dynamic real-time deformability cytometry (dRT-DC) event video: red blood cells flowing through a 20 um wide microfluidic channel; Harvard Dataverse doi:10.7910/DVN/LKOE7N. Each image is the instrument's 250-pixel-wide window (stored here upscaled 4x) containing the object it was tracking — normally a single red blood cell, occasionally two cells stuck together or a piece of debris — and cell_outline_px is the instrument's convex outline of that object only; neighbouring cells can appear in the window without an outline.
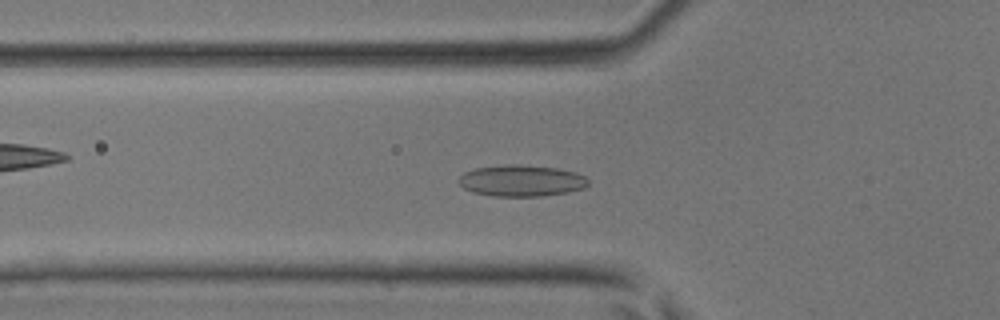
{"species": "common noctule bat (a hibernating species)", "species_latin": "Nyctalus noctula", "temperature_condition": "room temperature", "stored_images_in_passage": 43, "camera_frame_rate_fps": 3000, "um_per_image_px": 0.085, "animal": {"sex": "male", "body_mass_g": 17.9, "forearm_length_mm": 54.2}, "frame": {"image": 1, "passage_image": 15, "time_ms": 4.667, "image_size_px": [1000, 320], "cell_outline_px": [[588, 184], [584, 188], [568, 192], [540, 196], [492, 196], [472, 192], [464, 188], [460, 184], [460, 176], [464, 172], [476, 168], [508, 164], [520, 164], [556, 168], [576, 172], [584, 176], [588, 180]], "centroid_in_image_um": [44.32, 15.36], "position_along_channel_um": 81.5, "area_um2": 23.64}}
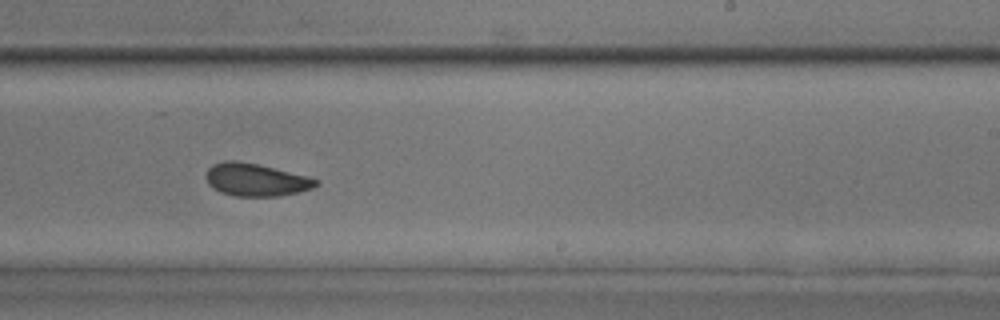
{"frame": {"image": 2, "passage_image": 27, "time_ms": 8.667, "image_size_px": [1000, 320], "cell_outline_px": [[320, 184], [312, 188], [280, 196], [236, 196], [220, 192], [208, 184], [204, 176], [208, 168], [212, 164], [224, 160], [236, 160], [256, 164], [308, 176], [320, 180]], "centroid_in_image_um": [21.72, 15.27], "position_along_channel_um": 267.3, "area_um2": 20.98}}
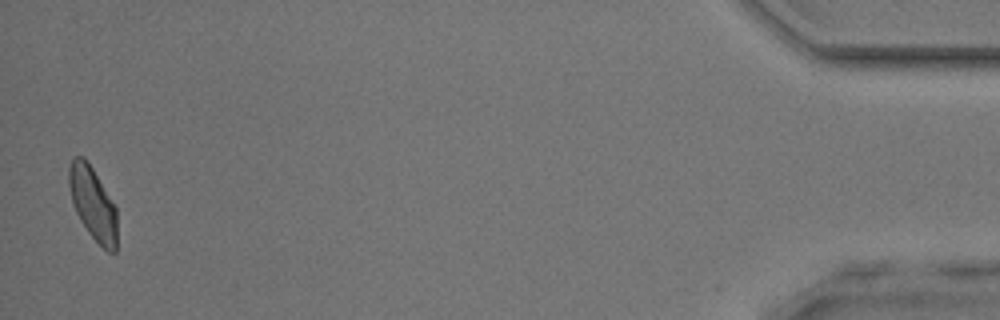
{"frame": {"image": 3, "passage_image": 43, "time_ms": 14.0, "image_size_px": [1000, 320], "cell_outline_px": [[116, 252], [108, 252], [88, 232], [80, 220], [72, 204], [68, 184], [68, 168], [72, 160], [76, 156], [84, 156], [92, 168], [116, 208]], "centroid_in_image_um": [7.86, 17.28], "position_along_channel_um": 427.3, "area_um2": 20.17}}